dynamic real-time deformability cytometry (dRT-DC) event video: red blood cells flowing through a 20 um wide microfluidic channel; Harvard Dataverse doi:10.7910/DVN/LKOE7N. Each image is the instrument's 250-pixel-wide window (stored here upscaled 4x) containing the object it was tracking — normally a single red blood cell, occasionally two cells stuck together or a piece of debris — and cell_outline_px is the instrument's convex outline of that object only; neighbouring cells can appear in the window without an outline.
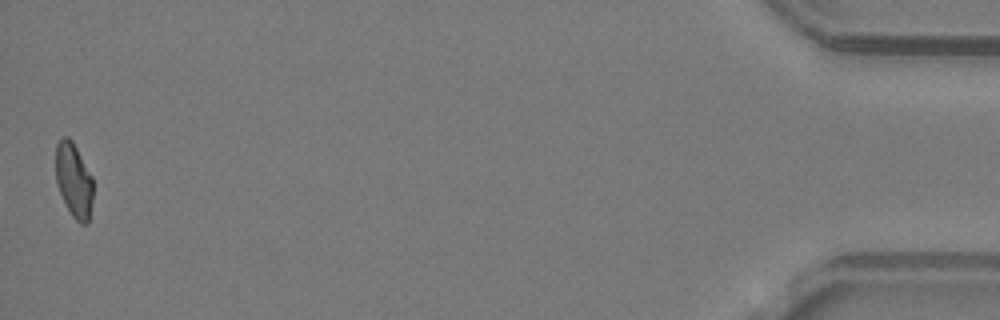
{"species": "common noctule bat (a hibernating species)", "species_latin": "Nyctalus noctula", "temperature_condition": "warm", "stored_images_in_passage": 35, "camera_frame_rate_fps": 3000, "um_per_image_px": 0.085, "animal": {"sex": "male", "body_mass_g": 19.2, "forearm_length_mm": 51.8}, "frame": {"image": 1, "passage_image": 35, "time_ms": 11.333, "image_size_px": [1000, 320], "cell_outline_px": [[92, 200], [88, 224], [80, 224], [72, 216], [60, 192], [56, 180], [56, 144], [64, 136], [68, 136], [72, 140], [92, 176]], "centroid_in_image_um": [6.28, 15.32], "position_along_channel_um": 428.9, "area_um2": 16.01}, "authors_computed_cell_mechanics": {"area_um2": 17.1088, "velocity_mm_per_s": 4.2231, "shape_relaxation_time_tau1_ms": null, "shape_relaxation_time_tau2_ms": 2.4188, "deformation_change_tau1": null, "deformation_change_tau2": 0.0912}}